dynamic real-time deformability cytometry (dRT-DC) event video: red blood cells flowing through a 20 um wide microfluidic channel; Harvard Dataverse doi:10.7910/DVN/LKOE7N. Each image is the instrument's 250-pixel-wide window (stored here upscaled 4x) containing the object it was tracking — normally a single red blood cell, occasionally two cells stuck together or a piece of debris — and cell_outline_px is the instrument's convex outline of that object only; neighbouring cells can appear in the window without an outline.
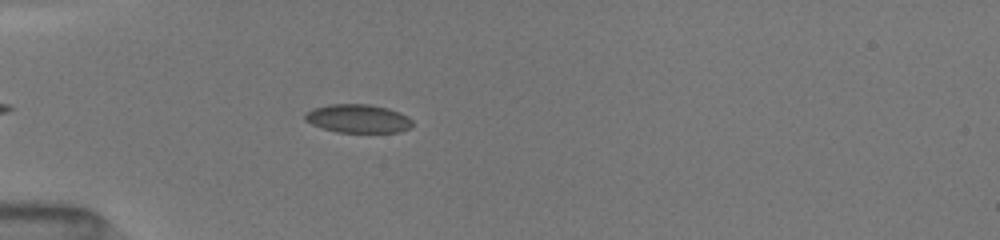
{"species": "common noctule bat (a hibernating species)", "species_latin": "Nyctalus noctula", "temperature_condition": "room temperature", "stored_images_in_passage": 42, "camera_frame_rate_fps": 3000, "um_per_image_px": 0.085, "animal": {"sex": "female", "body_mass_g": 19.5, "forearm_length_mm": 54.1}, "frame": {"image": 1, "passage_image": 7, "time_ms": 2.0, "image_size_px": [1000, 240], "cell_outline_px": [[412, 124], [408, 128], [400, 132], [336, 132], [312, 124], [304, 120], [304, 112], [312, 108], [328, 104], [368, 104], [388, 108], [400, 112], [408, 116], [412, 120]], "centroid_in_image_um": [30.4, 10.07], "position_along_channel_um": 54.6, "area_um2": 17.92}}
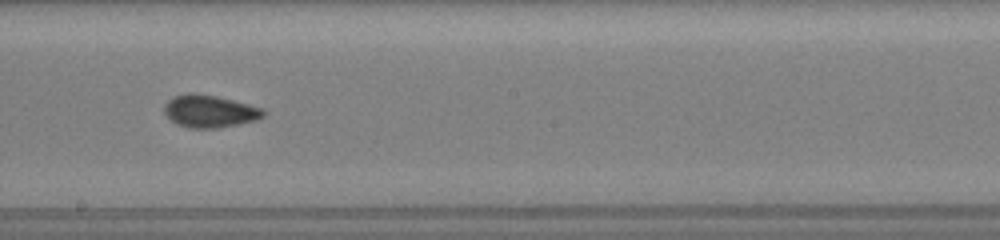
{"frame": {"image": 2, "passage_image": 21, "time_ms": 6.667, "image_size_px": [1000, 240], "cell_outline_px": [[268, 112], [264, 116], [256, 120], [216, 128], [188, 128], [176, 124], [164, 112], [164, 104], [172, 96], [188, 92], [192, 92], [216, 96], [264, 108]], "centroid_in_image_um": [17.81, 9.44], "position_along_channel_um": 230.4, "area_um2": 18.84}}
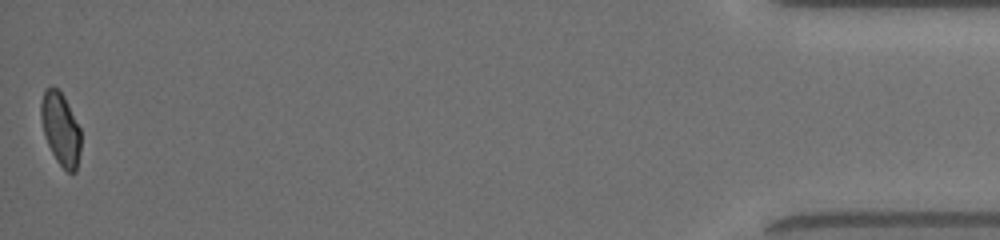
{"frame": {"image": 3, "passage_image": 42, "time_ms": 13.667, "image_size_px": [1000, 240], "cell_outline_px": [[80, 152], [76, 172], [68, 172], [56, 160], [48, 144], [40, 120], [40, 104], [44, 88], [52, 84], [64, 96], [80, 128]], "centroid_in_image_um": [5.13, 10.91], "position_along_channel_um": 430.1, "area_um2": 16.94}, "authors_computed_cell_mechanics": {"area_um2": 17.918, "velocity_mm_per_s": 4.0676, "shape_relaxation_time_tau1_ms": 7.2275, "shape_relaxation_time_tau2_ms": 1.7964, "deformation_change_tau1": 0.1252, "deformation_change_tau2": 0.0493}}